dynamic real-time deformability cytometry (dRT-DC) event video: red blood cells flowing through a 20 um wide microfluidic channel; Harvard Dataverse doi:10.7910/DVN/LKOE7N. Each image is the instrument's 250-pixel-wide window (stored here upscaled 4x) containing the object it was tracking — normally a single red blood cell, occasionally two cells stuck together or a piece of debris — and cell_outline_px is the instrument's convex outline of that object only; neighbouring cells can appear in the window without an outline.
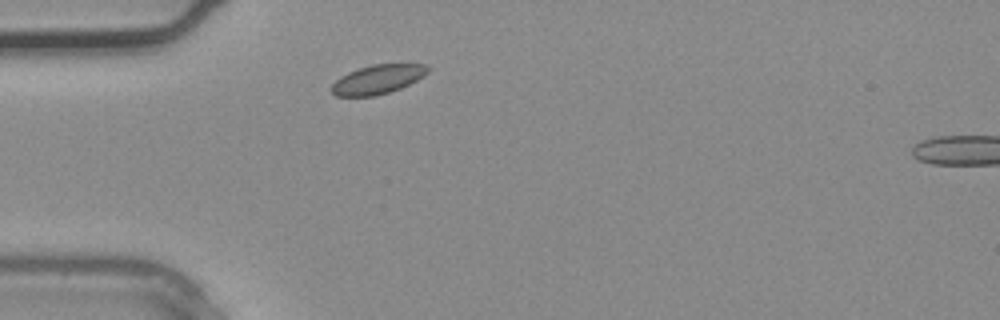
{"species": "common noctule bat (a hibernating species)", "species_latin": "Nyctalus noctula", "temperature_condition": "warm", "stored_images_in_passage": 2, "segment_of_instrument_passage": [1, 2], "camera_frame_rate_fps": 3000, "um_per_image_px": 0.085, "animal": {"sex": "male", "body_mass_g": 20.4}, "frame": {"image": 1, "passage_image": 1, "time_ms": 0.0, "image_size_px": [1000, 320], "cell_outline_px": [[432, 68], [424, 76], [400, 88], [376, 96], [336, 96], [328, 88], [340, 76], [348, 72], [372, 64], [428, 64]], "centroid_in_image_um": [32.1, 6.74], "position_along_channel_um": 52.9, "area_um2": 16.42}}